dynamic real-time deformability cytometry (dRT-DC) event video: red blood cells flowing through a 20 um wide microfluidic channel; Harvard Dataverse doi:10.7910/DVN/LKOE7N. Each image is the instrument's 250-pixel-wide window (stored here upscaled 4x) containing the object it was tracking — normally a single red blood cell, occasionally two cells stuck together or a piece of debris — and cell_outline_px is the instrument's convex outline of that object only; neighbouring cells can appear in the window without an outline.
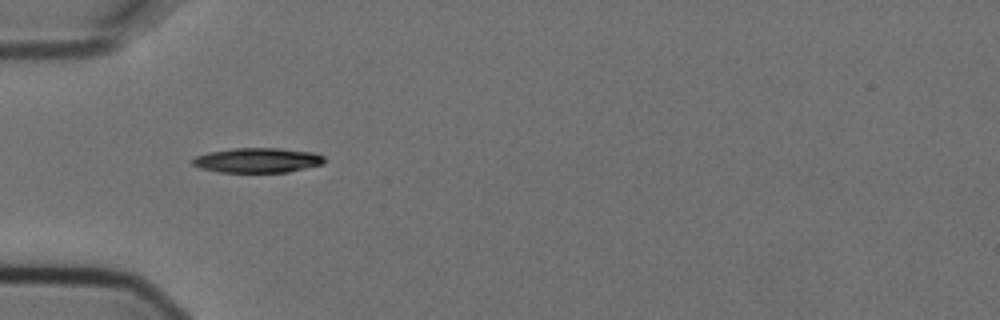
{"species": "Egyptian fruit bat (a non-hibernating species)", "species_latin": "Rousettus aegyptiacus", "temperature_condition": "cold", "stored_images_in_passage": 5, "camera_frame_rate_fps": 3000, "um_per_image_px": 0.085, "animal": {"sex": "female"}, "frame": {"image": 1, "passage_image": 3, "time_ms": 0.667, "image_size_px": [1000, 320], "cell_outline_px": [[324, 164], [288, 172], [220, 172], [200, 168], [192, 164], [192, 160], [196, 156], [208, 152], [236, 148], [280, 148], [312, 152], [324, 156]], "centroid_in_image_um": [21.9, 13.62], "position_along_channel_um": 63.1, "area_um2": 19.02}}
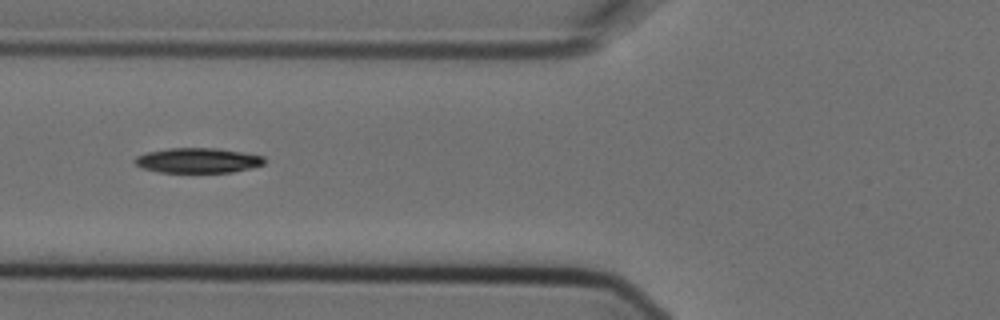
{"frame": {"image": 2, "passage_image": 4, "time_ms": 1.0, "image_size_px": [1000, 320], "cell_outline_px": [[264, 164], [252, 168], [232, 172], [156, 172], [144, 168], [136, 164], [132, 160], [136, 156], [148, 152], [168, 148], [216, 148], [264, 156]], "centroid_in_image_um": [16.8, 13.64], "position_along_channel_um": 109.0, "area_um2": 18.79}}
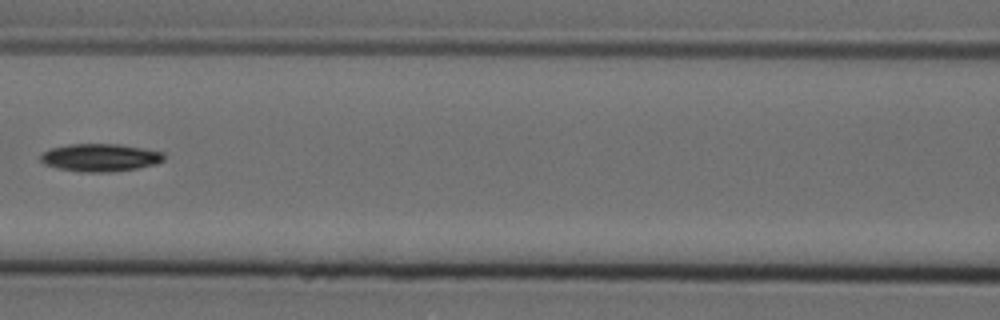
{"frame": {"image": 3, "passage_image": 5, "time_ms": 1.333, "image_size_px": [1000, 320], "cell_outline_px": [[164, 160], [156, 164], [136, 168], [108, 172], [80, 172], [60, 168], [44, 164], [40, 160], [40, 152], [48, 148], [68, 144], [120, 144], [144, 148], [164, 152]], "centroid_in_image_um": [8.49, 13.38], "position_along_channel_um": 158.1, "area_um2": 20.11}}